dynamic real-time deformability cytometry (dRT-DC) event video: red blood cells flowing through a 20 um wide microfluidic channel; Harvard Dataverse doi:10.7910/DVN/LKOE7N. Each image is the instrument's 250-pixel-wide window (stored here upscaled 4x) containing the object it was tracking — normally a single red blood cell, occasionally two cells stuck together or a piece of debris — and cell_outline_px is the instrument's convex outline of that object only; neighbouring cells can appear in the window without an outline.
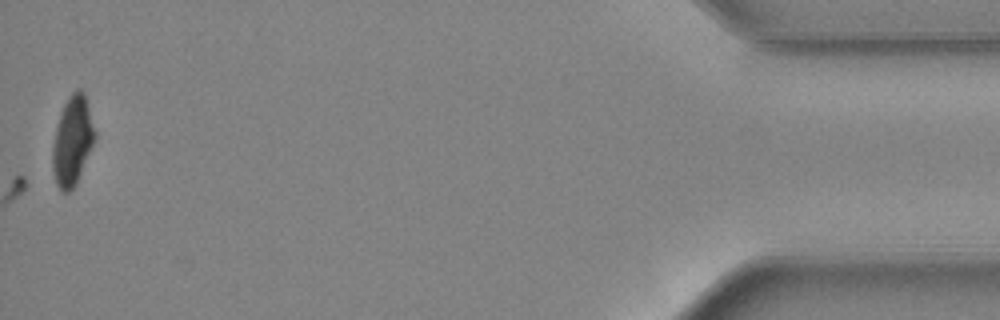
{"species": "common noctule bat (a hibernating species)", "species_latin": "Nyctalus noctula", "temperature_condition": "warm", "stored_images_in_passage": 51, "camera_frame_rate_fps": 3000, "um_per_image_px": 0.085, "animal": {"sex": "female", "body_mass_g": 24.6, "forearm_length_mm": 56.2}, "frame": {"image": 1, "passage_image": 51, "time_ms": 16.667, "image_size_px": [1000, 320], "cell_outline_px": [[96, 140], [76, 184], [68, 192], [64, 192], [56, 184], [52, 168], [52, 148], [56, 128], [60, 112], [68, 96], [76, 88], [80, 88], [84, 92], [96, 132]], "centroid_in_image_um": [6.17, 11.95], "position_along_channel_um": 429.0, "area_um2": 22.14}}